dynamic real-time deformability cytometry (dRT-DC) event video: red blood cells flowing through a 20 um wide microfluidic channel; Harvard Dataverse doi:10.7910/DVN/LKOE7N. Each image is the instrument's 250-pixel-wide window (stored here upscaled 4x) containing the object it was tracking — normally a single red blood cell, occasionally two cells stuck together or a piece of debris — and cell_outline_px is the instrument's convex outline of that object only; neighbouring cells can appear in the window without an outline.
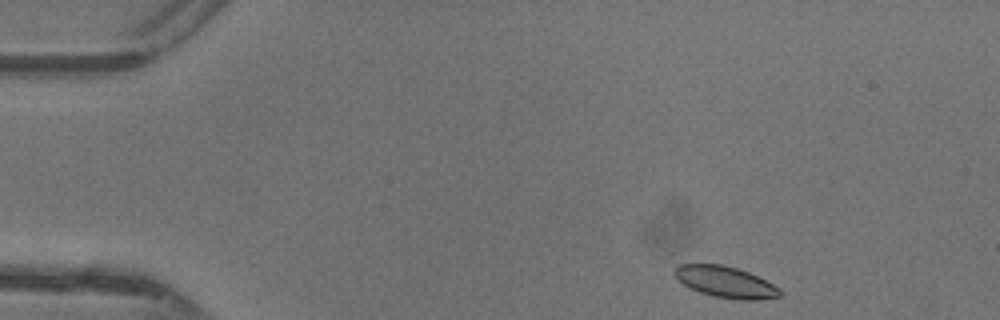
{"species": "common noctule bat (a hibernating species)", "species_latin": "Nyctalus noctula", "temperature_condition": "warm", "stored_images_in_passage": 42, "camera_frame_rate_fps": 3000, "um_per_image_px": 0.085, "animal": {"sex": "female"}, "frame": {"image": 1, "passage_image": 1, "time_ms": 0.0, "image_size_px": [1000, 320], "cell_outline_px": [[780, 296], [756, 300], [744, 300], [716, 296], [700, 292], [684, 284], [672, 272], [680, 264], [720, 264], [736, 268], [748, 272], [780, 288]], "centroid_in_image_um": [61.66, 23.96], "position_along_channel_um": 23.3, "area_um2": 18.67}}
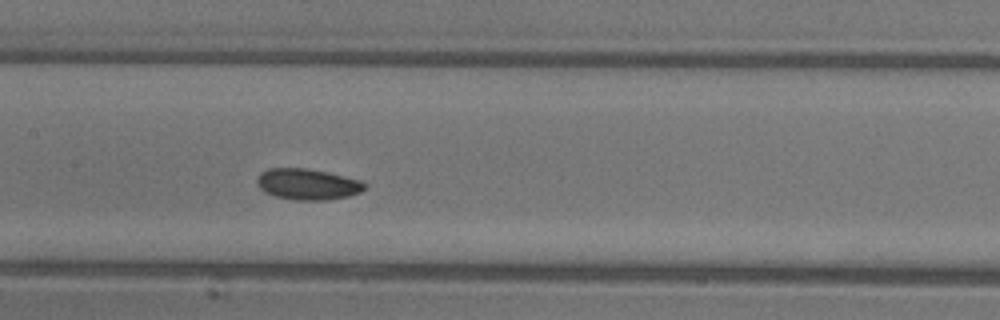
{"frame": {"image": 2, "passage_image": 18, "time_ms": 5.667, "image_size_px": [1000, 320], "cell_outline_px": [[368, 184], [360, 192], [348, 196], [324, 200], [296, 200], [276, 196], [264, 192], [256, 184], [256, 180], [260, 172], [268, 168], [308, 168], [344, 176], [360, 180]], "centroid_in_image_um": [26.11, 15.65], "position_along_channel_um": 181.3, "area_um2": 19.48}}
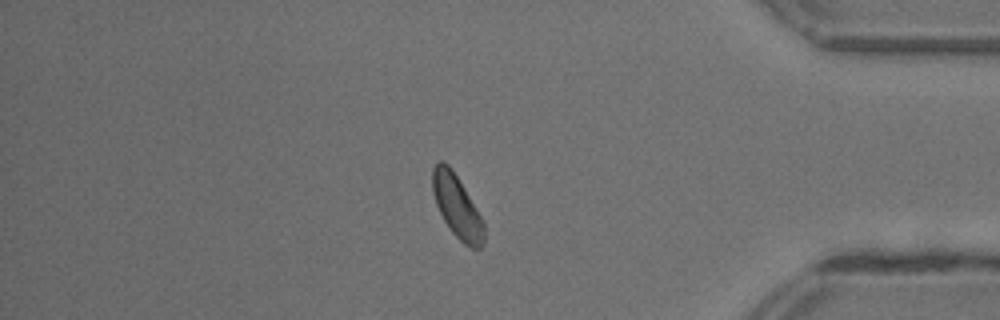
{"frame": {"image": 3, "passage_image": 35, "time_ms": 11.333, "image_size_px": [1000, 320], "cell_outline_px": [[484, 240], [480, 248], [472, 248], [464, 244], [452, 232], [444, 220], [436, 204], [432, 192], [432, 168], [440, 160], [448, 164], [456, 176], [476, 208], [484, 224]], "centroid_in_image_um": [38.82, 17.55], "position_along_channel_um": 396.4, "area_um2": 18.38}, "authors_computed_cell_mechanics": {"area_um2": 19.074, "velocity_mm_per_s": 4.3438, "shape_relaxation_time_tau1_ms": 2.0973, "shape_relaxation_time_tau2_ms": 7.5685, "deformation_change_tau1": 0.0605, "deformation_change_tau2": 0.1096}}